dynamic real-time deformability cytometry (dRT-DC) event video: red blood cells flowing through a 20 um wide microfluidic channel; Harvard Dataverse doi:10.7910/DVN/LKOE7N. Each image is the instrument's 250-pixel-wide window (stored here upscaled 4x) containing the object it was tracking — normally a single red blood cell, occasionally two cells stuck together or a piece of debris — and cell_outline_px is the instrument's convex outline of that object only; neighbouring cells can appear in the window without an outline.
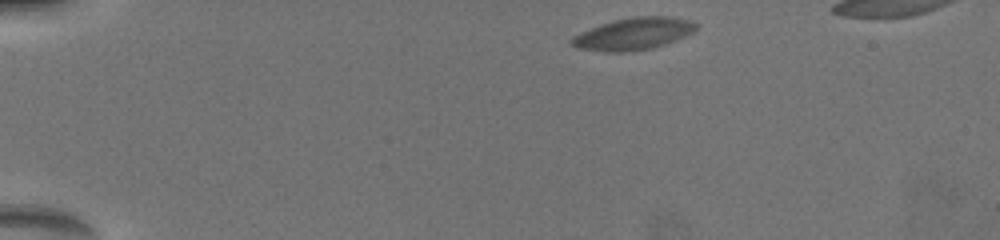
{"species": "common noctule bat (a hibernating species)", "species_latin": "Nyctalus noctula", "temperature_condition": "warm", "stored_images_in_passage": 37, "camera_frame_rate_fps": 3000, "um_per_image_px": 0.085, "animal": {"sex": "female", "body_mass_g": 19.5, "forearm_length_mm": 54.1}, "frame": {"image": 1, "passage_image": 1, "time_ms": 0.0, "image_size_px": [1000, 240], "cell_outline_px": [[696, 28], [680, 36], [648, 48], [620, 52], [584, 48], [572, 44], [572, 40], [576, 36], [592, 28], [616, 20], [644, 16], [660, 16], [696, 24]], "centroid_in_image_um": [53.78, 2.87], "position_along_channel_um": 31.2, "area_um2": 20.87}}
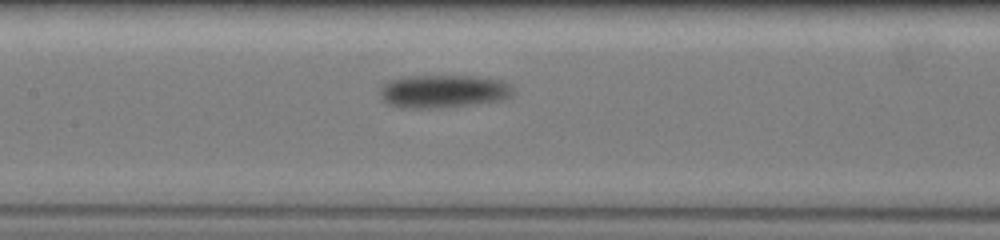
{"frame": {"image": 2, "passage_image": 16, "time_ms": 6.333, "image_size_px": [1000, 240], "cell_outline_px": [[508, 92], [492, 100], [448, 108], [400, 108], [388, 104], [384, 96], [384, 88], [392, 80], [404, 76], [476, 76], [492, 80], [500, 84]], "centroid_in_image_um": [37.46, 7.77], "position_along_channel_um": 169.9, "area_um2": 23.7}}
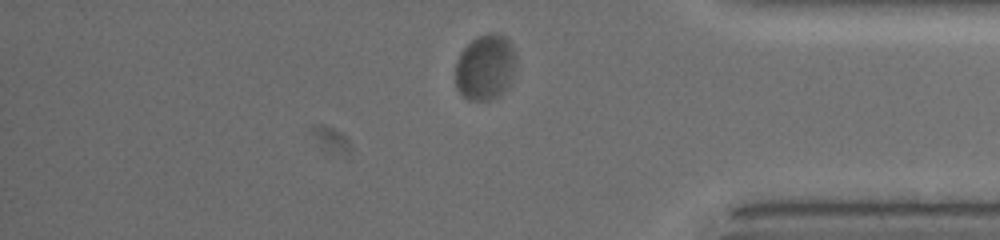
{"frame": {"image": 3, "passage_image": 31, "time_ms": 13.0, "image_size_px": [1000, 240], "cell_outline_px": [[512, 52], [504, 80], [500, 92], [484, 100], [468, 100], [460, 92], [456, 84], [456, 64], [464, 48], [476, 36], [488, 32], [500, 32], [508, 40]], "centroid_in_image_um": [41.08, 5.63], "position_along_channel_um": 394.1, "area_um2": 21.04}}